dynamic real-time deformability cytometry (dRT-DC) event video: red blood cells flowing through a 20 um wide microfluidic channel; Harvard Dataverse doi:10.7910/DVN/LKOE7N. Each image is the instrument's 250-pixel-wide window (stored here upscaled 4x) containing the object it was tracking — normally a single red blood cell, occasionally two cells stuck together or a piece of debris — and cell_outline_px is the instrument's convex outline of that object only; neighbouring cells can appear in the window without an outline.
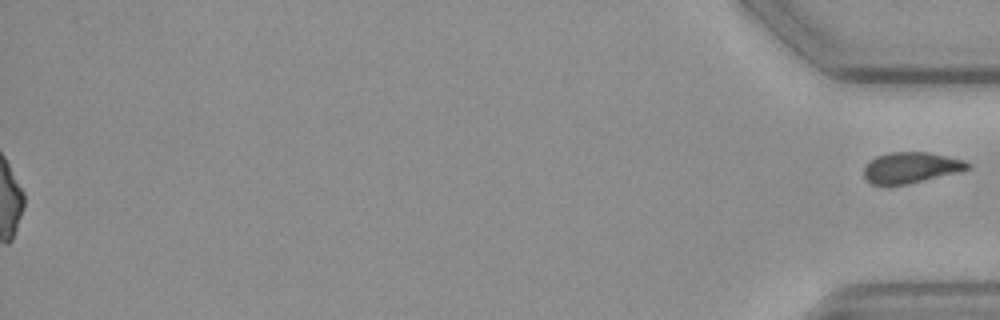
{"species": "common noctule bat (a hibernating species)", "species_latin": "Nyctalus noctula", "temperature_condition": "cold", "stored_images_in_passage": 44, "segment_of_instrument_passage": [2, 2], "camera_frame_rate_fps": 3000, "um_per_image_px": 0.085, "animal": {"sex": "female", "body_mass_g": 19.3, "forearm_length_mm": 54.1}, "frame": {"image": 1, "passage_image": 44, "time_ms": 14.333, "image_size_px": [1000, 320], "cell_outline_px": [[972, 168], [960, 172], [904, 184], [872, 184], [864, 176], [864, 168], [868, 160], [876, 156], [892, 152], [928, 152], [964, 160], [972, 164]], "centroid_in_image_um": [77.46, 14.23], "position_along_channel_um": 357.7, "area_um2": 18.55}}